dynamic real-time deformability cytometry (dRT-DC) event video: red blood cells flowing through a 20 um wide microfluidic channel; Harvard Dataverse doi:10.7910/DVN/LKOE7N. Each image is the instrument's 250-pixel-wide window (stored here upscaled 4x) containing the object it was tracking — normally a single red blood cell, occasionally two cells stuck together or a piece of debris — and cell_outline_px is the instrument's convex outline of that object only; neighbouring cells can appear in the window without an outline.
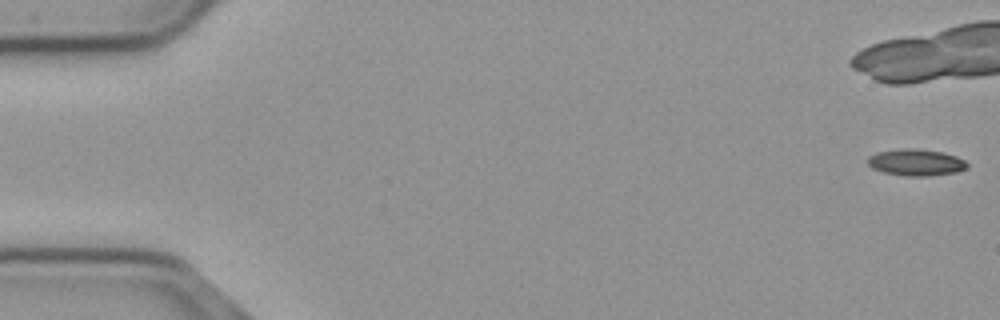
{"species": "common noctule bat (a hibernating species)", "species_latin": "Nyctalus noctula", "temperature_condition": "cold", "stored_images_in_passage": 14, "camera_frame_rate_fps": 3000, "um_per_image_px": 0.085, "animal": {"sex": "male", "body_mass_g": 23.1, "forearm_length_mm": 52.7}, "frame": {"image": 1, "passage_image": 1, "time_ms": 0.0, "image_size_px": [1000, 320], "cell_outline_px": [[968, 168], [956, 172], [928, 176], [904, 176], [884, 172], [872, 168], [868, 164], [868, 156], [876, 152], [900, 148], [912, 148], [944, 152], [956, 156], [964, 160], [968, 164]], "centroid_in_image_um": [77.86, 13.8], "position_along_channel_um": 7.1, "area_um2": 15.55}}